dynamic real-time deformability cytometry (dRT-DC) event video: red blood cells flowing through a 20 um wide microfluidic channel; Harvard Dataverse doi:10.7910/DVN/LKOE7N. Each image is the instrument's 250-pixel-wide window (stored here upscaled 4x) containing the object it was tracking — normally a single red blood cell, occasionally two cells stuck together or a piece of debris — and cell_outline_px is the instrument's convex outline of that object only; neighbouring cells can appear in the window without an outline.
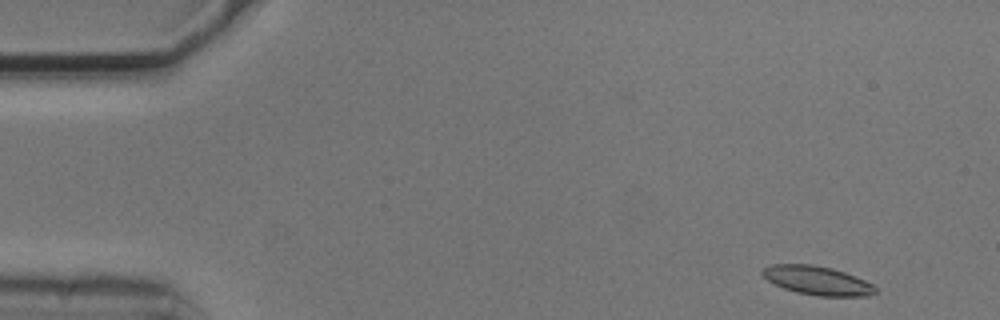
{"species": "common noctule bat (a hibernating species)", "species_latin": "Nyctalus noctula", "temperature_condition": "cold", "stored_images_in_passage": 4, "camera_frame_rate_fps": 3000, "um_per_image_px": 0.085, "animal": {"sex": "male", "body_mass_g": 20.5, "forearm_length_mm": 52.5}, "frame": {"image": 1, "passage_image": 1, "time_ms": 0.0, "image_size_px": [1000, 320], "cell_outline_px": [[876, 292], [868, 296], [816, 296], [796, 292], [784, 288], [768, 280], [760, 272], [764, 268], [772, 264], [812, 264], [832, 268], [844, 272], [864, 280], [872, 284], [876, 288]], "centroid_in_image_um": [69.47, 23.84], "position_along_channel_um": 15.5, "area_um2": 18.84}}
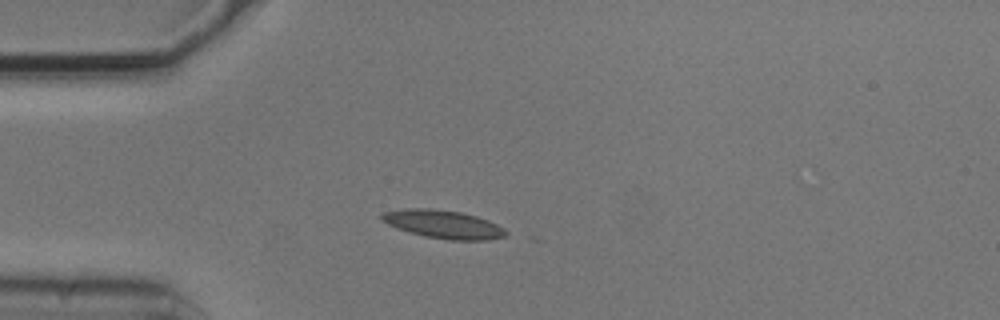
{"frame": {"image": 2, "passage_image": 4, "time_ms": 1.0, "image_size_px": [1000, 320], "cell_outline_px": [[508, 236], [488, 240], [452, 240], [424, 236], [408, 232], [396, 228], [380, 220], [380, 216], [384, 212], [408, 208], [432, 208], [460, 212], [476, 216], [488, 220], [504, 228], [508, 232]], "centroid_in_image_um": [37.69, 19.07], "position_along_channel_um": 47.3, "area_um2": 20.52}}